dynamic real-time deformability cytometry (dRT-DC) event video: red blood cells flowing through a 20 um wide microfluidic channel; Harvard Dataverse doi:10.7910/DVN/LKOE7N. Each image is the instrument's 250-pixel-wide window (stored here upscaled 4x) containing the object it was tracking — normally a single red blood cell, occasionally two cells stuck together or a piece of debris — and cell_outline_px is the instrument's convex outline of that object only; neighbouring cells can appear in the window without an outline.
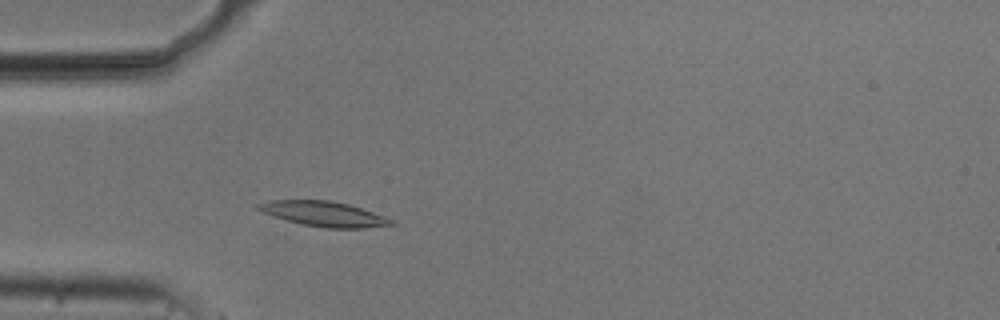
{"species": "common noctule bat (a hibernating species)", "species_latin": "Nyctalus noctula", "temperature_condition": "cold", "stored_images_in_passage": 45, "camera_frame_rate_fps": 3000, "um_per_image_px": 0.085, "animal": {"sex": "male", "body_mass_g": 20.5, "forearm_length_mm": 52.5}, "frame": {"image": 1, "passage_image": 7, "time_ms": 2.0, "image_size_px": [1000, 320], "cell_outline_px": [[396, 224], [364, 228], [328, 228], [300, 224], [264, 212], [256, 208], [256, 204], [272, 200], [328, 200], [348, 204], [396, 220]], "centroid_in_image_um": [27.57, 18.18], "position_along_channel_um": 57.4, "area_um2": 19.13}}
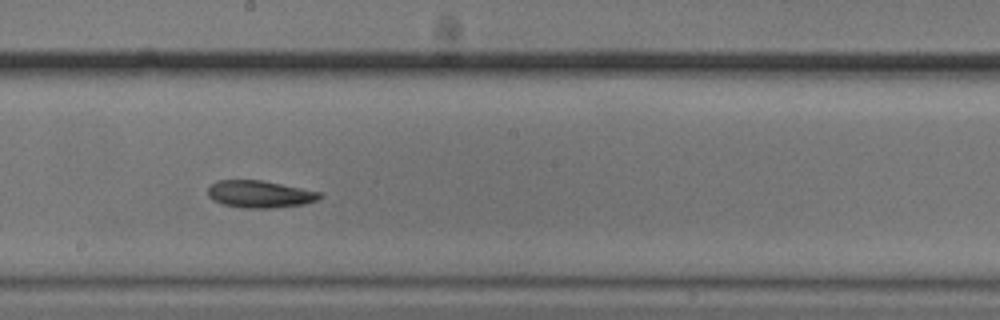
{"frame": {"image": 2, "passage_image": 21, "time_ms": 6.667, "image_size_px": [1000, 320], "cell_outline_px": [[324, 196], [316, 200], [304, 204], [272, 208], [244, 208], [224, 204], [212, 200], [208, 196], [208, 188], [216, 180], [260, 180], [320, 192]], "centroid_in_image_um": [22.06, 16.5], "position_along_channel_um": 226.1, "area_um2": 17.57}}
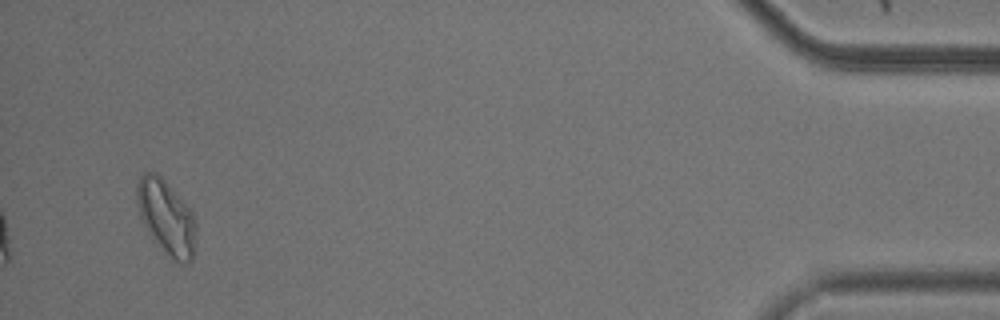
{"frame": {"image": 3, "passage_image": 43, "time_ms": 14.0, "image_size_px": [1000, 320], "cell_outline_px": [[196, 232], [192, 260], [188, 264], [180, 264], [172, 260], [152, 240], [140, 216], [136, 204], [136, 184], [140, 176], [144, 172], [156, 172], [164, 180], [192, 212], [196, 220]], "centroid_in_image_um": [14.12, 18.5], "position_along_channel_um": 421.1, "area_um2": 25.84}, "authors_computed_cell_mechanics": {"area_um2": 18.207, "velocity_mm_per_s": 3.71, "shape_relaxation_time_tau1_ms": 5.1092, "shape_relaxation_time_tau2_ms": null, "deformation_change_tau1": 0.1315, "deformation_change_tau2": null}}